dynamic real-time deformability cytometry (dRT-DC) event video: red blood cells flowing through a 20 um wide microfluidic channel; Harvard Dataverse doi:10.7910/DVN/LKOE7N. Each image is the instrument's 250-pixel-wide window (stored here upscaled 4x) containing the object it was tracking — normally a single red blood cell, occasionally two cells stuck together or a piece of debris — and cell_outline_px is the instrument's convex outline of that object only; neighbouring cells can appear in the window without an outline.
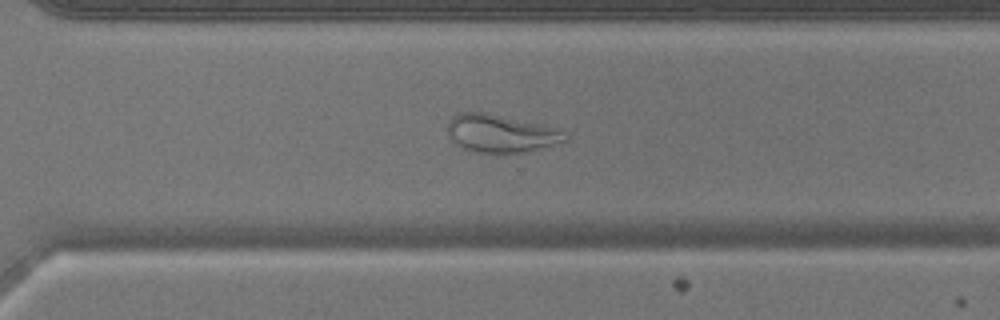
{"species": "common noctule bat (a hibernating species)", "species_latin": "Nyctalus noctula", "temperature_condition": "warm", "stored_images_in_passage": 44, "camera_frame_rate_fps": 3000, "um_per_image_px": 0.085, "animal": {"sex": "male", "body_mass_g": 17.9}, "frame": {"image": 1, "passage_image": 30, "time_ms": 9.667, "image_size_px": [1000, 320], "cell_outline_px": [[568, 140], [520, 152], [476, 152], [464, 148], [456, 144], [448, 132], [448, 120], [456, 112], [484, 112], [536, 124], [560, 132], [568, 136]], "centroid_in_image_um": [42.43, 11.33], "position_along_channel_um": 328.2, "area_um2": 24.74}}
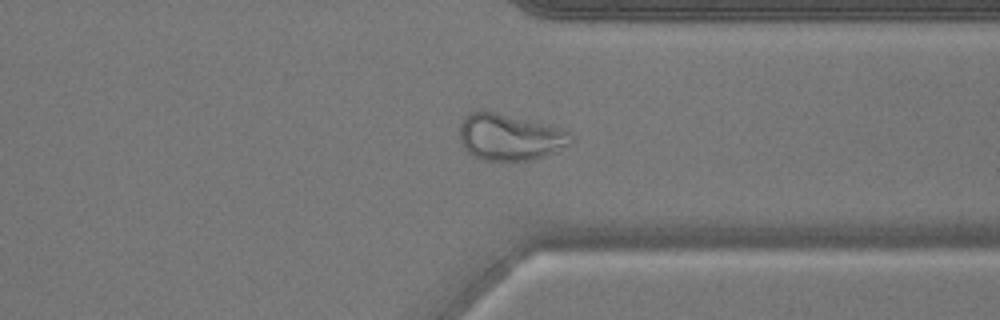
{"frame": {"image": 2, "passage_image": 33, "time_ms": 10.667, "image_size_px": [1000, 320], "cell_outline_px": [[572, 144], [556, 152], [532, 160], [484, 160], [472, 156], [464, 148], [460, 140], [460, 124], [464, 116], [468, 112], [496, 112], [560, 128], [568, 132], [572, 136]], "centroid_in_image_um": [43.33, 11.67], "position_along_channel_um": 368.1, "area_um2": 30.0}}
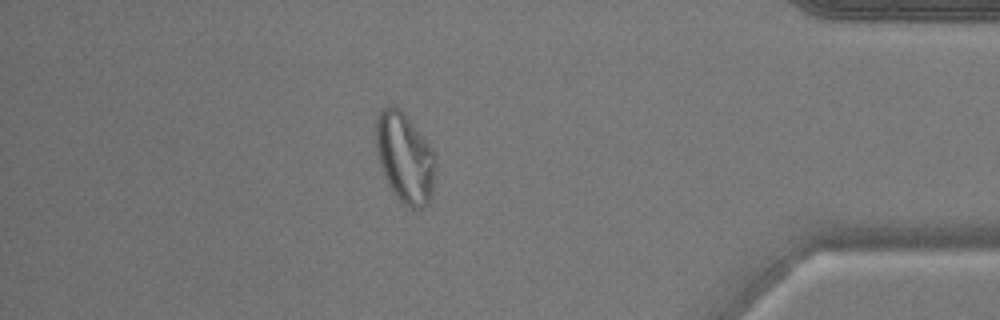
{"frame": {"image": 3, "passage_image": 38, "time_ms": 12.333, "image_size_px": [1000, 320], "cell_outline_px": [[436, 168], [432, 196], [428, 204], [424, 208], [412, 208], [404, 204], [400, 200], [388, 184], [380, 164], [372, 140], [376, 116], [380, 108], [388, 104], [396, 104], [400, 108], [436, 152]], "centroid_in_image_um": [34.39, 13.34], "position_along_channel_um": 400.8, "area_um2": 32.31}}